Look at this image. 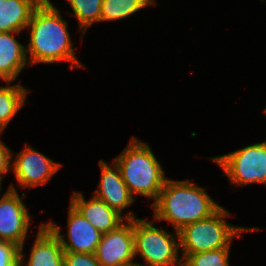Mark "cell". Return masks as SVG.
Listing matches in <instances>:
<instances>
[{
    "mask_svg": "<svg viewBox=\"0 0 266 266\" xmlns=\"http://www.w3.org/2000/svg\"><path fill=\"white\" fill-rule=\"evenodd\" d=\"M156 4V0H103L100 22L122 20L140 9Z\"/></svg>",
    "mask_w": 266,
    "mask_h": 266,
    "instance_id": "17",
    "label": "cell"
},
{
    "mask_svg": "<svg viewBox=\"0 0 266 266\" xmlns=\"http://www.w3.org/2000/svg\"><path fill=\"white\" fill-rule=\"evenodd\" d=\"M17 189L11 183L0 198V240L14 243L24 249L25 239L29 232L31 215L23 203Z\"/></svg>",
    "mask_w": 266,
    "mask_h": 266,
    "instance_id": "7",
    "label": "cell"
},
{
    "mask_svg": "<svg viewBox=\"0 0 266 266\" xmlns=\"http://www.w3.org/2000/svg\"><path fill=\"white\" fill-rule=\"evenodd\" d=\"M94 254L102 266L135 264L133 220H126L115 230L103 233Z\"/></svg>",
    "mask_w": 266,
    "mask_h": 266,
    "instance_id": "10",
    "label": "cell"
},
{
    "mask_svg": "<svg viewBox=\"0 0 266 266\" xmlns=\"http://www.w3.org/2000/svg\"><path fill=\"white\" fill-rule=\"evenodd\" d=\"M20 247L0 240V266H20Z\"/></svg>",
    "mask_w": 266,
    "mask_h": 266,
    "instance_id": "20",
    "label": "cell"
},
{
    "mask_svg": "<svg viewBox=\"0 0 266 266\" xmlns=\"http://www.w3.org/2000/svg\"><path fill=\"white\" fill-rule=\"evenodd\" d=\"M230 248L190 254L183 263L185 266H229Z\"/></svg>",
    "mask_w": 266,
    "mask_h": 266,
    "instance_id": "19",
    "label": "cell"
},
{
    "mask_svg": "<svg viewBox=\"0 0 266 266\" xmlns=\"http://www.w3.org/2000/svg\"><path fill=\"white\" fill-rule=\"evenodd\" d=\"M128 266H142V265H139V264H132V265H128Z\"/></svg>",
    "mask_w": 266,
    "mask_h": 266,
    "instance_id": "23",
    "label": "cell"
},
{
    "mask_svg": "<svg viewBox=\"0 0 266 266\" xmlns=\"http://www.w3.org/2000/svg\"><path fill=\"white\" fill-rule=\"evenodd\" d=\"M209 159L221 167L231 185H266V140Z\"/></svg>",
    "mask_w": 266,
    "mask_h": 266,
    "instance_id": "6",
    "label": "cell"
},
{
    "mask_svg": "<svg viewBox=\"0 0 266 266\" xmlns=\"http://www.w3.org/2000/svg\"><path fill=\"white\" fill-rule=\"evenodd\" d=\"M101 180L98 189L92 193L95 197L104 201L110 208L122 215L126 220L136 218L133 212L124 213V209L131 206L136 200L123 181L120 168L113 161L112 164L100 159ZM111 165V166H110Z\"/></svg>",
    "mask_w": 266,
    "mask_h": 266,
    "instance_id": "11",
    "label": "cell"
},
{
    "mask_svg": "<svg viewBox=\"0 0 266 266\" xmlns=\"http://www.w3.org/2000/svg\"><path fill=\"white\" fill-rule=\"evenodd\" d=\"M63 266H102L95 254L64 252Z\"/></svg>",
    "mask_w": 266,
    "mask_h": 266,
    "instance_id": "21",
    "label": "cell"
},
{
    "mask_svg": "<svg viewBox=\"0 0 266 266\" xmlns=\"http://www.w3.org/2000/svg\"><path fill=\"white\" fill-rule=\"evenodd\" d=\"M113 161L120 172L130 194L158 198L167 179L165 172L151 147L132 137L127 147Z\"/></svg>",
    "mask_w": 266,
    "mask_h": 266,
    "instance_id": "3",
    "label": "cell"
},
{
    "mask_svg": "<svg viewBox=\"0 0 266 266\" xmlns=\"http://www.w3.org/2000/svg\"><path fill=\"white\" fill-rule=\"evenodd\" d=\"M42 0H0V32H21Z\"/></svg>",
    "mask_w": 266,
    "mask_h": 266,
    "instance_id": "15",
    "label": "cell"
},
{
    "mask_svg": "<svg viewBox=\"0 0 266 266\" xmlns=\"http://www.w3.org/2000/svg\"><path fill=\"white\" fill-rule=\"evenodd\" d=\"M25 256L20 248V266H63L64 250L55 234L41 223L30 256Z\"/></svg>",
    "mask_w": 266,
    "mask_h": 266,
    "instance_id": "13",
    "label": "cell"
},
{
    "mask_svg": "<svg viewBox=\"0 0 266 266\" xmlns=\"http://www.w3.org/2000/svg\"><path fill=\"white\" fill-rule=\"evenodd\" d=\"M229 216V210L220 206L209 217L188 224L178 231L182 260L190 254L231 247L235 237H241L245 232L260 230L257 227L231 225L225 220Z\"/></svg>",
    "mask_w": 266,
    "mask_h": 266,
    "instance_id": "4",
    "label": "cell"
},
{
    "mask_svg": "<svg viewBox=\"0 0 266 266\" xmlns=\"http://www.w3.org/2000/svg\"><path fill=\"white\" fill-rule=\"evenodd\" d=\"M70 4V8L74 16L77 19L79 28L81 31V36L83 37L87 29L93 23L100 22L101 6L103 0H67Z\"/></svg>",
    "mask_w": 266,
    "mask_h": 266,
    "instance_id": "18",
    "label": "cell"
},
{
    "mask_svg": "<svg viewBox=\"0 0 266 266\" xmlns=\"http://www.w3.org/2000/svg\"><path fill=\"white\" fill-rule=\"evenodd\" d=\"M154 219H133L134 255H140L142 266H179L183 263L179 233H170L154 226ZM177 238V239H176Z\"/></svg>",
    "mask_w": 266,
    "mask_h": 266,
    "instance_id": "5",
    "label": "cell"
},
{
    "mask_svg": "<svg viewBox=\"0 0 266 266\" xmlns=\"http://www.w3.org/2000/svg\"><path fill=\"white\" fill-rule=\"evenodd\" d=\"M19 33L0 32V79L4 82H15L23 68L29 65L26 46L14 37Z\"/></svg>",
    "mask_w": 266,
    "mask_h": 266,
    "instance_id": "14",
    "label": "cell"
},
{
    "mask_svg": "<svg viewBox=\"0 0 266 266\" xmlns=\"http://www.w3.org/2000/svg\"><path fill=\"white\" fill-rule=\"evenodd\" d=\"M12 151L0 138V182L11 171Z\"/></svg>",
    "mask_w": 266,
    "mask_h": 266,
    "instance_id": "22",
    "label": "cell"
},
{
    "mask_svg": "<svg viewBox=\"0 0 266 266\" xmlns=\"http://www.w3.org/2000/svg\"><path fill=\"white\" fill-rule=\"evenodd\" d=\"M155 221H167L175 231L212 215L221 205L205 188L188 180L166 179L158 198L150 205Z\"/></svg>",
    "mask_w": 266,
    "mask_h": 266,
    "instance_id": "2",
    "label": "cell"
},
{
    "mask_svg": "<svg viewBox=\"0 0 266 266\" xmlns=\"http://www.w3.org/2000/svg\"><path fill=\"white\" fill-rule=\"evenodd\" d=\"M8 86L0 87V135L3 134L12 118L25 105L28 93L31 90L21 83L9 85L13 81H6Z\"/></svg>",
    "mask_w": 266,
    "mask_h": 266,
    "instance_id": "16",
    "label": "cell"
},
{
    "mask_svg": "<svg viewBox=\"0 0 266 266\" xmlns=\"http://www.w3.org/2000/svg\"><path fill=\"white\" fill-rule=\"evenodd\" d=\"M67 21L50 0H42L34 9L26 28L30 29L26 56L29 66L69 62L70 68H86L74 54ZM30 55V58L28 57Z\"/></svg>",
    "mask_w": 266,
    "mask_h": 266,
    "instance_id": "1",
    "label": "cell"
},
{
    "mask_svg": "<svg viewBox=\"0 0 266 266\" xmlns=\"http://www.w3.org/2000/svg\"><path fill=\"white\" fill-rule=\"evenodd\" d=\"M1 184H2V183L0 182V192L2 191V188H1V187H2V185H1ZM0 194H1V193H0Z\"/></svg>",
    "mask_w": 266,
    "mask_h": 266,
    "instance_id": "24",
    "label": "cell"
},
{
    "mask_svg": "<svg viewBox=\"0 0 266 266\" xmlns=\"http://www.w3.org/2000/svg\"><path fill=\"white\" fill-rule=\"evenodd\" d=\"M69 203L101 233L115 230L126 221L122 215L93 194L87 201L81 192L74 191Z\"/></svg>",
    "mask_w": 266,
    "mask_h": 266,
    "instance_id": "12",
    "label": "cell"
},
{
    "mask_svg": "<svg viewBox=\"0 0 266 266\" xmlns=\"http://www.w3.org/2000/svg\"><path fill=\"white\" fill-rule=\"evenodd\" d=\"M66 236L61 234V227L53 221L44 223L59 239L64 252L94 254L102 234L85 219L71 204L68 210ZM65 237L68 241L65 240Z\"/></svg>",
    "mask_w": 266,
    "mask_h": 266,
    "instance_id": "9",
    "label": "cell"
},
{
    "mask_svg": "<svg viewBox=\"0 0 266 266\" xmlns=\"http://www.w3.org/2000/svg\"><path fill=\"white\" fill-rule=\"evenodd\" d=\"M25 146L16 155L12 151L11 171L14 172L18 185L26 189L47 184L62 164L53 161L30 145Z\"/></svg>",
    "mask_w": 266,
    "mask_h": 266,
    "instance_id": "8",
    "label": "cell"
}]
</instances>
